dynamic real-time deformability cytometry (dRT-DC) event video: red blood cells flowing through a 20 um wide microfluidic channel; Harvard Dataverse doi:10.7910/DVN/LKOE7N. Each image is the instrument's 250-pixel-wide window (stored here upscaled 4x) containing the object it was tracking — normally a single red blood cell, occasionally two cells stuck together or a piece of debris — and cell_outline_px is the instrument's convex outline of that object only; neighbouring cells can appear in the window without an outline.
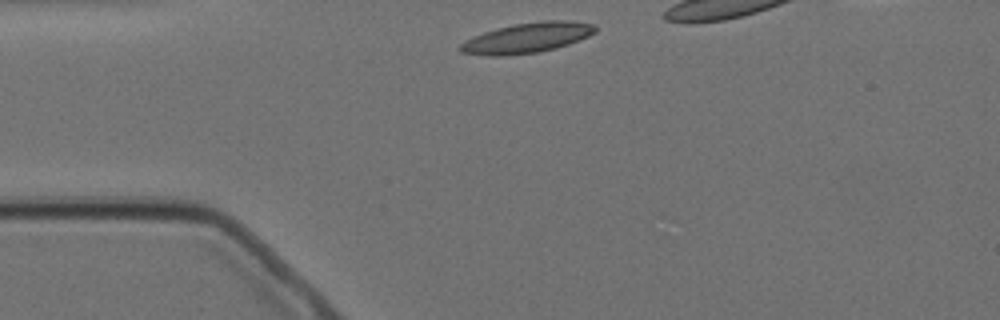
{"species": "Egyptian fruit bat (a non-hibernating species)", "species_latin": "Rousettus aegyptiacus", "temperature_condition": "cold", "stored_images_in_passage": 12, "camera_frame_rate_fps": 3000, "um_per_image_px": 0.085, "animal": {"sex": "female"}, "frame": {"image": 1, "passage_image": 1, "time_ms": 0.0, "image_size_px": [1000, 320], "cell_outline_px": [[596, 32], [580, 40], [568, 44], [536, 52], [504, 56], [488, 56], [460, 52], [456, 48], [464, 40], [484, 32], [496, 28], [512, 24], [544, 20], [568, 20], [596, 24]], "centroid_in_image_um": [44.77, 3.21], "position_along_channel_um": 40.2, "area_um2": 23.87}}
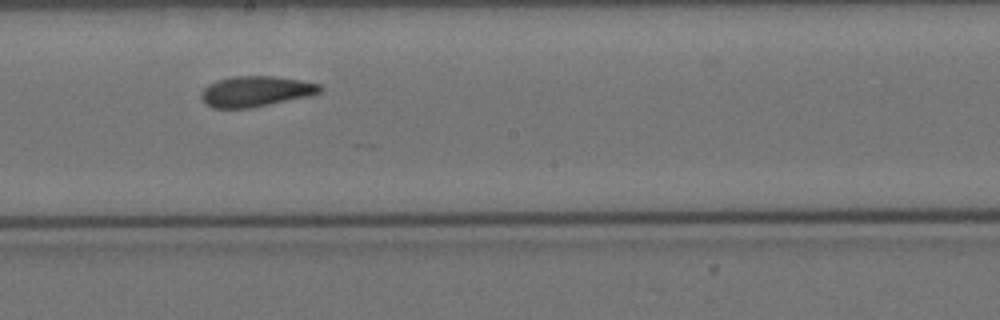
{"frame": {"image": 2, "passage_image": 7, "time_ms": 7.667, "image_size_px": [1000, 320], "cell_outline_px": [[324, 92], [312, 96], [248, 108], [212, 108], [204, 104], [200, 96], [200, 92], [208, 84], [216, 80], [232, 76], [272, 76], [300, 80], [320, 84], [324, 88]], "centroid_in_image_um": [21.75, 7.77], "position_along_channel_um": 226.5, "area_um2": 21.5}}
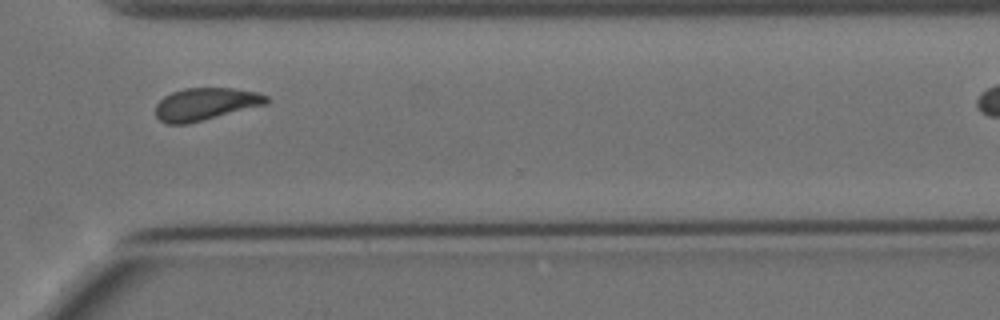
{"frame": {"image": 3, "passage_image": 10, "time_ms": 11.333, "image_size_px": [1000, 320], "cell_outline_px": [[268, 104], [188, 124], [168, 124], [160, 120], [156, 116], [156, 104], [164, 96], [172, 92], [184, 88], [232, 88], [256, 92], [268, 96]], "centroid_in_image_um": [17.47, 8.85], "position_along_channel_um": 353.1, "area_um2": 20.98}, "authors_computed_cell_mechanics": {"area_um2": 21.4149, "velocity_mm_per_s": 3.4685, "shape_relaxation_time_tau1_ms": null, "shape_relaxation_time_tau2_ms": 1.2781, "deformation_change_tau1": null, "deformation_change_tau2": 0.0435}}